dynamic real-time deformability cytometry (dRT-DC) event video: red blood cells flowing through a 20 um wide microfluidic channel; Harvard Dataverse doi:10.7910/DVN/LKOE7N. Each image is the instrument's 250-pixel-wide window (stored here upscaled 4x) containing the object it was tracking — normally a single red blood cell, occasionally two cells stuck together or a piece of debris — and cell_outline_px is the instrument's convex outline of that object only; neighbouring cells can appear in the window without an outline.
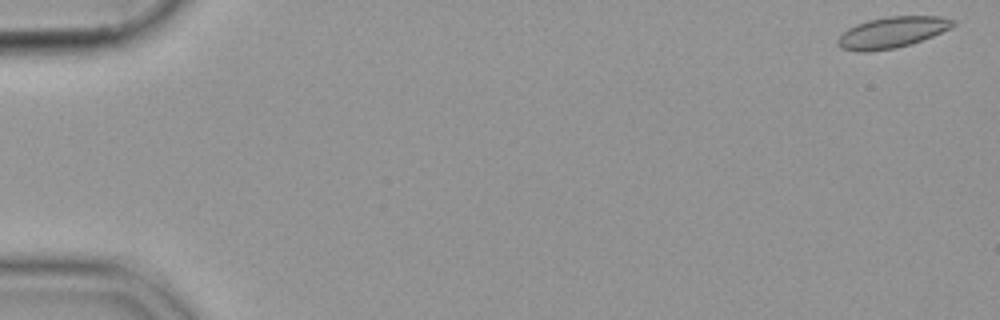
{"species": "common noctule bat (a hibernating species)", "species_latin": "Nyctalus noctula", "temperature_condition": "cold", "stored_images_in_passage": 55, "camera_frame_rate_fps": 3000, "um_per_image_px": 0.085, "animal": {"sex": "female", "body_mass_g": 19.9}, "frame": {"image": 1, "passage_image": 1, "time_ms": 0.0, "image_size_px": [1000, 320], "cell_outline_px": [[956, 24], [952, 28], [932, 36], [896, 48], [868, 52], [856, 52], [840, 48], [836, 44], [836, 40], [848, 28], [856, 24], [868, 20], [888, 16], [940, 16], [956, 20]], "centroid_in_image_um": [75.81, 2.75], "position_along_channel_um": 9.2, "area_um2": 20.98}}
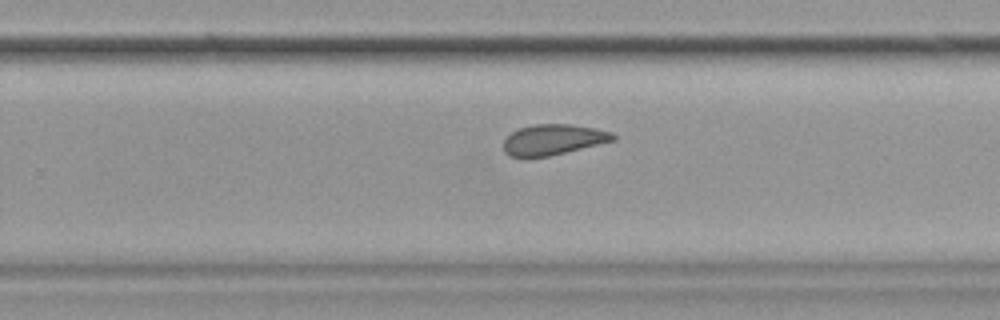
{"frame": {"image": 2, "passage_image": 36, "time_ms": 11.667, "image_size_px": [1000, 320], "cell_outline_px": [[616, 140], [548, 156], [508, 156], [504, 152], [504, 140], [512, 132], [520, 128], [536, 124], [572, 124], [612, 132], [616, 136]], "centroid_in_image_um": [47.03, 11.86], "position_along_channel_um": 282.8, "area_um2": 19.19}}
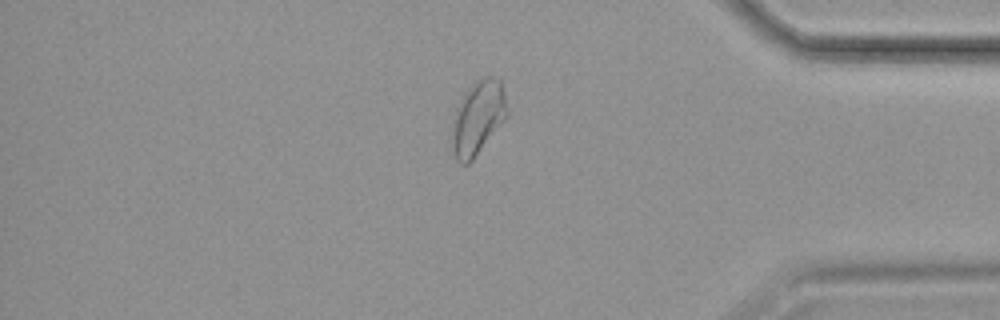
{"frame": {"image": 3, "passage_image": 47, "time_ms": 15.333, "image_size_px": [1000, 320], "cell_outline_px": [[508, 116], [472, 160], [468, 164], [460, 164], [456, 160], [452, 144], [452, 120], [456, 108], [464, 92], [476, 80], [484, 76], [492, 76], [500, 80], [504, 92], [508, 112]], "centroid_in_image_um": [40.61, 9.99], "position_along_channel_um": 394.6, "area_um2": 23.76}}